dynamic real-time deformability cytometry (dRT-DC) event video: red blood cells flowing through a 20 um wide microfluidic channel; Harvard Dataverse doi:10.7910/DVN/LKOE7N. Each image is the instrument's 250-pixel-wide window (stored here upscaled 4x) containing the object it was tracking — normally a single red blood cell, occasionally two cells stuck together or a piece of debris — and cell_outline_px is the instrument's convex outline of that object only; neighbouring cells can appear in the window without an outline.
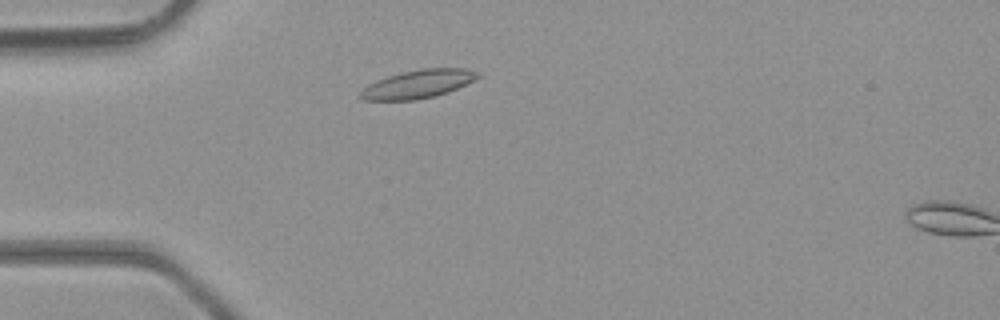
{"species": "common noctule bat (a hibernating species)", "species_latin": "Nyctalus noctula", "temperature_condition": "room temperature", "stored_images_in_passage": 3, "camera_frame_rate_fps": 3000, "um_per_image_px": 0.085, "animal": {"sex": "male", "body_mass_g": 23.1, "forearm_length_mm": 52.7}, "frame": {"image": 1, "passage_image": 2, "time_ms": 0.333, "image_size_px": [1000, 320], "cell_outline_px": [[480, 76], [448, 92], [436, 96], [416, 100], [360, 100], [356, 96], [368, 84], [376, 80], [388, 76], [420, 68], [468, 68], [480, 72]], "centroid_in_image_um": [35.49, 7.15], "position_along_channel_um": 49.5, "area_um2": 19.42}}